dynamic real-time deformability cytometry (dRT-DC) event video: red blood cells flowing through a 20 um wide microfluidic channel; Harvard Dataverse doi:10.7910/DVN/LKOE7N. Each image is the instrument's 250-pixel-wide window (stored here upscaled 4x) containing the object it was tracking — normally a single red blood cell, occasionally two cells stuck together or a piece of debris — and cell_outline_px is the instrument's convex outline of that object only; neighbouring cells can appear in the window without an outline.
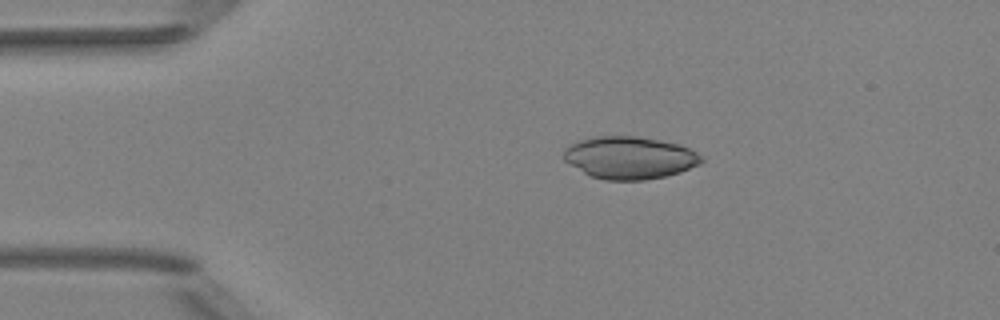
{"species": "Egyptian fruit bat (a non-hibernating species)", "species_latin": "Rousettus aegyptiacus", "temperature_condition": "room temperature", "stored_images_in_passage": 42, "camera_frame_rate_fps": 3000, "um_per_image_px": 0.085, "animal": {"sex": "female"}, "frame": {"image": 1, "passage_image": 1, "time_ms": 0.0, "image_size_px": [1000, 320], "cell_outline_px": [[704, 160], [700, 164], [680, 172], [664, 176], [644, 180], [604, 180], [592, 176], [584, 172], [564, 160], [564, 148], [580, 140], [596, 136], [636, 136], [680, 144], [696, 152]], "centroid_in_image_um": [53.53, 13.4], "position_along_channel_um": 31.5, "area_um2": 33.76}}
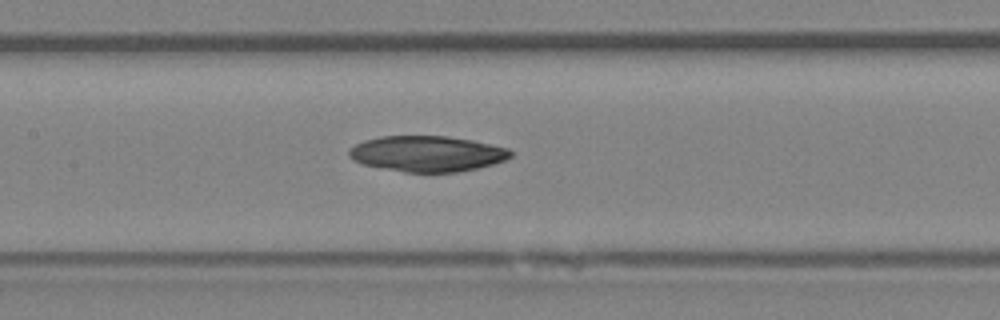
{"frame": {"image": 2, "passage_image": 15, "time_ms": 4.667, "image_size_px": [1000, 320], "cell_outline_px": [[512, 156], [504, 160], [492, 164], [460, 172], [404, 172], [364, 164], [348, 156], [348, 148], [364, 140], [380, 136], [448, 136], [472, 140], [508, 148], [512, 152]], "centroid_in_image_um": [36.3, 13.06], "position_along_channel_um": 171.1, "area_um2": 33.52}}
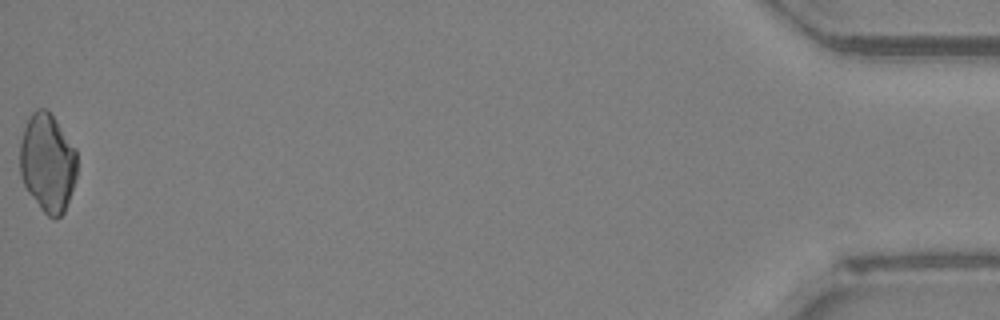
{"frame": {"image": 3, "passage_image": 42, "time_ms": 13.667, "image_size_px": [1000, 320], "cell_outline_px": [[76, 176], [64, 212], [56, 220], [48, 216], [40, 208], [28, 192], [20, 176], [20, 140], [28, 116], [36, 108], [48, 108], [76, 148]], "centroid_in_image_um": [4.03, 13.8], "position_along_channel_um": 431.2, "area_um2": 33.0}}